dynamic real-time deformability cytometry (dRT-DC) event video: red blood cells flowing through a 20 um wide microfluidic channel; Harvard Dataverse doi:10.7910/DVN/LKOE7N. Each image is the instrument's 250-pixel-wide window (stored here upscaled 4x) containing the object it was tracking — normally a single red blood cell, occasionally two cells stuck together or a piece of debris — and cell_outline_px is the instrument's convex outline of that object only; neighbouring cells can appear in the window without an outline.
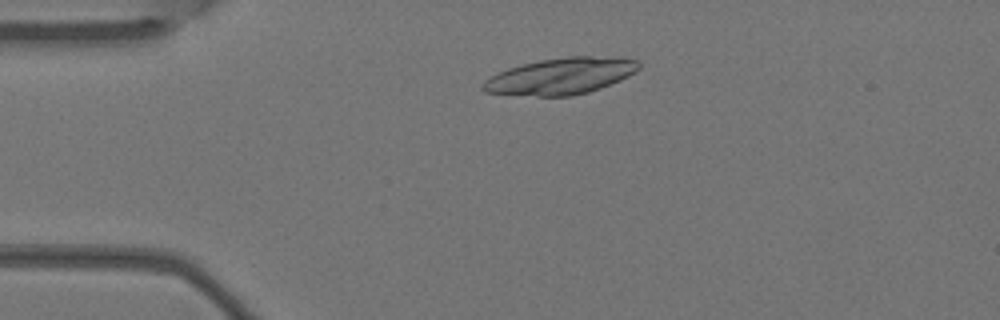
{"species": "Egyptian fruit bat (a non-hibernating species)", "species_latin": "Rousettus aegyptiacus", "temperature_condition": "warm", "stored_images_in_passage": 2, "camera_frame_rate_fps": 3000, "um_per_image_px": 0.085, "animal": {"sex": "female"}, "frame": {"image": 1, "passage_image": 1, "time_ms": 0.0, "image_size_px": [1000, 320], "cell_outline_px": [[640, 68], [636, 72], [620, 80], [600, 88], [588, 92], [572, 96], [536, 96], [484, 92], [480, 88], [480, 84], [484, 80], [496, 72], [508, 68], [540, 60], [568, 56], [624, 56], [640, 60]], "centroid_in_image_um": [47.7, 6.45], "position_along_channel_um": 37.3, "area_um2": 33.58}}